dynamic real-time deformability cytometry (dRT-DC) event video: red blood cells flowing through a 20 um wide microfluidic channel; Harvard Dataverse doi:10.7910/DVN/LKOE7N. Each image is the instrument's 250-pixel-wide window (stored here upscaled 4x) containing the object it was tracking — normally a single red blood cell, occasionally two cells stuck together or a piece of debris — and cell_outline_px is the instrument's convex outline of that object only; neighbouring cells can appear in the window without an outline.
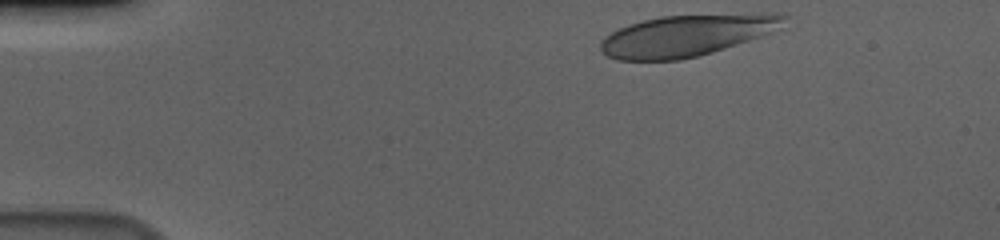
{"species": "human", "species_latin": "Homo sapiens", "temperature_condition": "cold", "stored_images_in_passage": 39, "camera_frame_rate_fps": 3000, "um_per_image_px": 0.085, "donor": {"sex": "male"}, "frame": {"image": 1, "passage_image": 1, "time_ms": 0.0, "image_size_px": [1000, 240], "cell_outline_px": [[788, 16], [784, 28], [712, 52], [680, 60], [616, 60], [600, 52], [600, 40], [604, 36], [628, 24], [660, 16], [764, 12], [780, 12]], "centroid_in_image_um": [58.42, 2.98], "position_along_channel_um": 26.6, "area_um2": 44.97}}
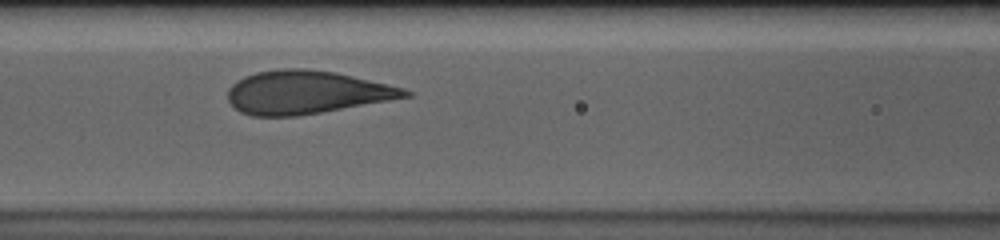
{"frame": {"image": 2, "passage_image": 17, "time_ms": 5.333, "image_size_px": [1000, 240], "cell_outline_px": [[412, 96], [320, 112], [296, 116], [252, 116], [240, 112], [228, 100], [228, 88], [236, 80], [244, 76], [256, 72], [280, 68], [304, 68], [336, 72], [404, 88], [412, 92]], "centroid_in_image_um": [26.0, 7.84], "position_along_channel_um": 140.6, "area_um2": 44.45}}
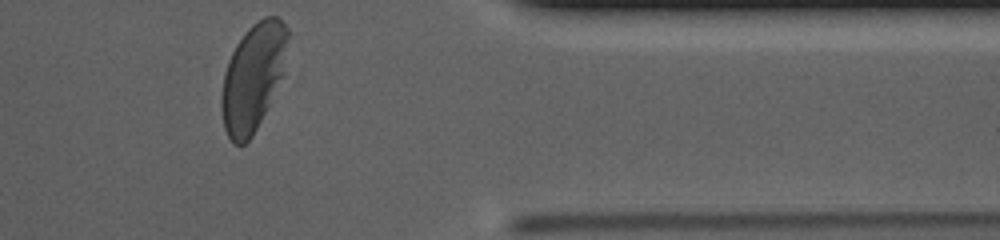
{"frame": {"image": 3, "passage_image": 39, "time_ms": 12.667, "image_size_px": [1000, 240], "cell_outline_px": [[288, 36], [280, 76], [268, 104], [252, 136], [244, 144], [232, 144], [224, 128], [220, 104], [220, 100], [224, 72], [228, 60], [236, 44], [248, 28], [252, 24], [264, 16], [276, 16], [288, 28]], "centroid_in_image_um": [21.44, 6.55], "position_along_channel_um": 390.0, "area_um2": 40.4}, "authors_computed_cell_mechanics": {"area_um2": 45.0262, "velocity_mm_per_s": 3.6131, "shape_relaxation_time_tau1_ms": 3.5179, "shape_relaxation_time_tau2_ms": null, "deformation_change_tau1": 0.1515, "deformation_change_tau2": null}}